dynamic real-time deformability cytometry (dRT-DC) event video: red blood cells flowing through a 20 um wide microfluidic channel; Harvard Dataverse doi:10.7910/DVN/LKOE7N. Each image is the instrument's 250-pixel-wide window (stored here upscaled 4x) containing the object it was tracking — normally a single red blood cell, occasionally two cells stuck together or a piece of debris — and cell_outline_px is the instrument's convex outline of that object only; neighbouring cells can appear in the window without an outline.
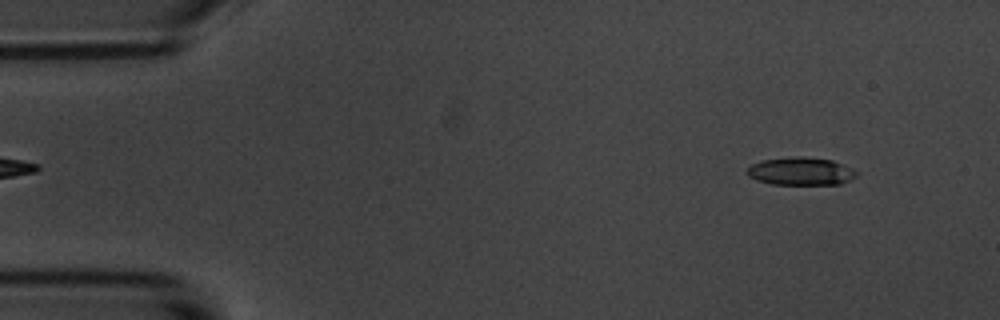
{"species": "common noctule bat (a hibernating species)", "species_latin": "Nyctalus noctula", "temperature_condition": "room temperature", "stored_images_in_passage": 55, "camera_frame_rate_fps": 3000, "um_per_image_px": 0.085, "animal": {"sex": "male", "body_mass_g": 20.1, "forearm_length_mm": 53.5}, "frame": {"image": 1, "passage_image": 5, "time_ms": 1.333, "image_size_px": [1000, 320], "cell_outline_px": [[860, 172], [856, 176], [840, 184], [772, 184], [756, 180], [748, 176], [744, 172], [752, 164], [760, 160], [788, 156], [800, 156], [832, 160], [852, 168]], "centroid_in_image_um": [68.03, 14.54], "position_along_channel_um": 17.0, "area_um2": 17.98}}
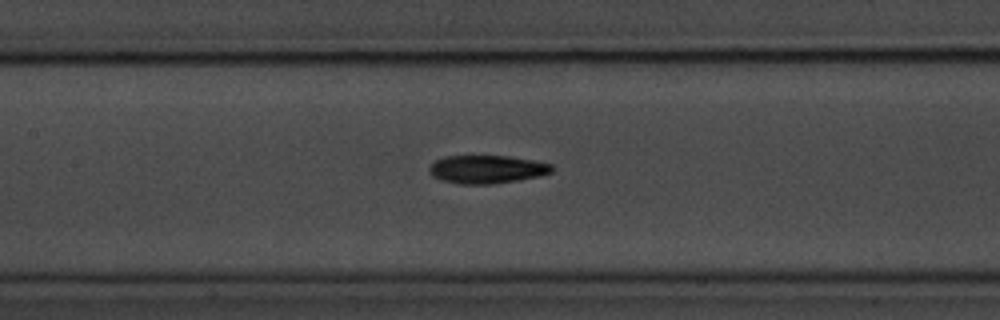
{"frame": {"image": 2, "passage_image": 25, "time_ms": 8.0, "image_size_px": [1000, 320], "cell_outline_px": [[552, 172], [540, 176], [492, 184], [460, 184], [440, 180], [432, 176], [428, 172], [428, 168], [436, 160], [444, 156], [508, 156], [532, 160], [552, 164]], "centroid_in_image_um": [41.35, 14.39], "position_along_channel_um": 166.1, "area_um2": 20.11}}
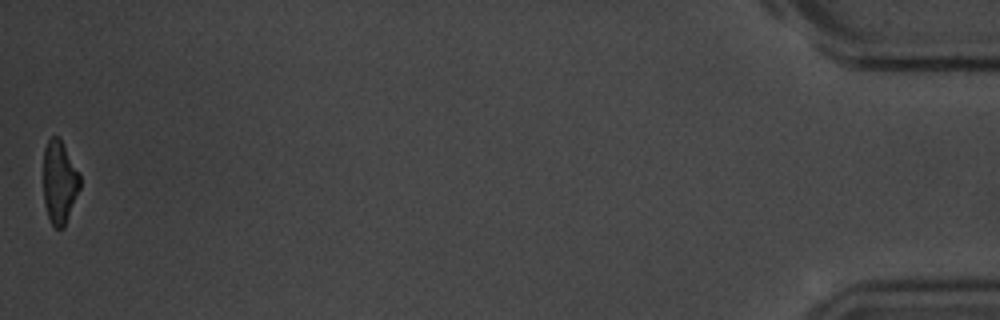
{"frame": {"image": 3, "passage_image": 55, "time_ms": 18.0, "image_size_px": [1000, 320], "cell_outline_px": [[80, 188], [64, 228], [56, 228], [52, 224], [48, 216], [44, 204], [44, 148], [48, 140], [52, 136], [60, 136], [80, 172]], "centroid_in_image_um": [5.07, 15.44], "position_along_channel_um": 430.1, "area_um2": 17.92}, "authors_computed_cell_mechanics": {"area_um2": 19.1896, "velocity_mm_per_s": 3.6224, "shape_relaxation_time_tau1_ms": 3.4641, "shape_relaxation_time_tau2_ms": 11.0793, "deformation_change_tau1": 0.1573, "deformation_change_tau2": 0.1994}}